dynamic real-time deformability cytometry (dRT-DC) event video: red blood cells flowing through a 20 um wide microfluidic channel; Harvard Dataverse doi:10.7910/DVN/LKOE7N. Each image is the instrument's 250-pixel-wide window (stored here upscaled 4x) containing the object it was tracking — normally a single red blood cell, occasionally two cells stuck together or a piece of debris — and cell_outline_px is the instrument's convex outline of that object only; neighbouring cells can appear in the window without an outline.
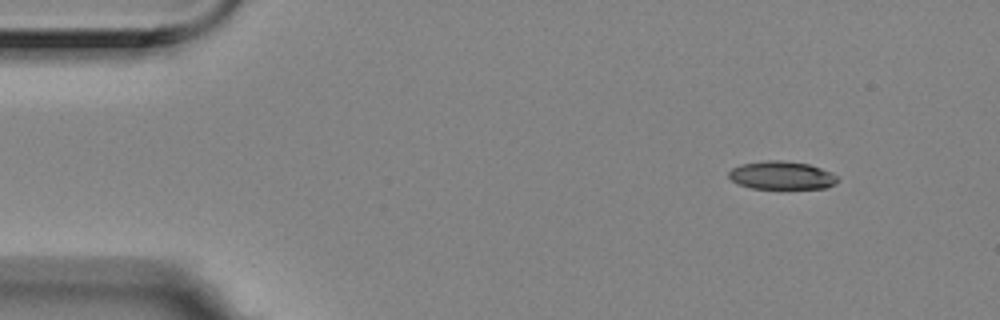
{"species": "Egyptian fruit bat (a non-hibernating species)", "species_latin": "Rousettus aegyptiacus", "temperature_condition": "room temperature", "stored_images_in_passage": 5, "camera_frame_rate_fps": 3000, "um_per_image_px": 0.085, "animal": {"sex": "female"}, "frame": {"image": 1, "passage_image": 1, "time_ms": 0.0, "image_size_px": [1000, 320], "cell_outline_px": [[840, 180], [836, 184], [828, 188], [752, 188], [740, 184], [732, 180], [728, 176], [728, 172], [732, 168], [740, 164], [764, 160], [780, 160], [808, 164], [832, 172]], "centroid_in_image_um": [66.46, 14.9], "position_along_channel_um": 18.5, "area_um2": 17.86}}
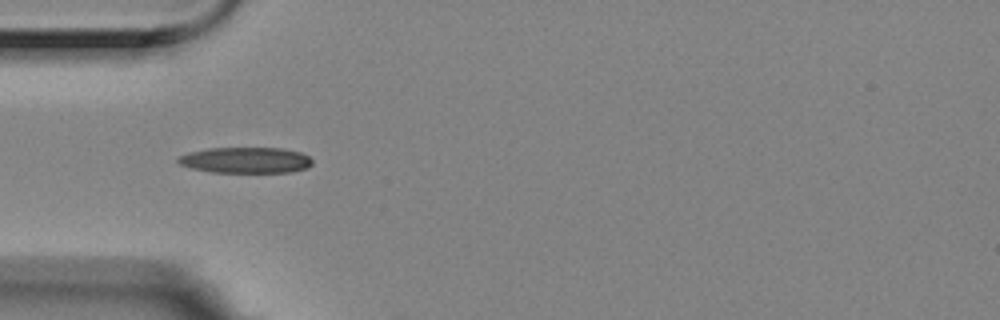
{"frame": {"image": 2, "passage_image": 4, "time_ms": 1.0, "image_size_px": [1000, 320], "cell_outline_px": [[312, 164], [308, 168], [288, 172], [212, 172], [192, 168], [180, 164], [176, 160], [180, 156], [188, 152], [208, 148], [280, 148], [300, 152], [308, 156], [312, 160]], "centroid_in_image_um": [20.89, 13.61], "position_along_channel_um": 64.1, "area_um2": 20.17}}
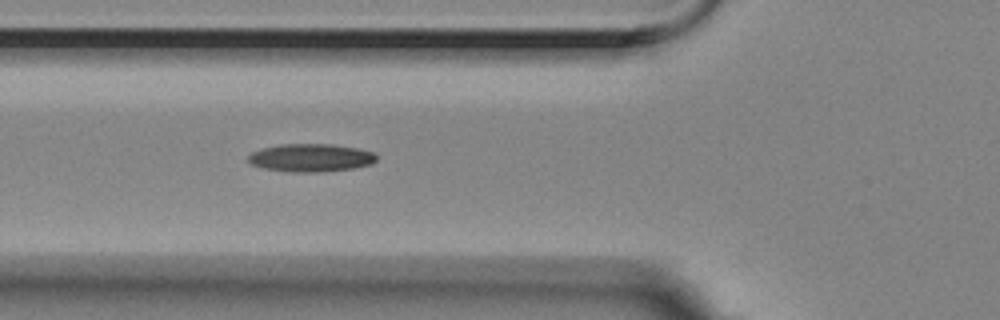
{"frame": {"image": 3, "passage_image": 5, "time_ms": 1.333, "image_size_px": [1000, 320], "cell_outline_px": [[376, 160], [372, 164], [352, 168], [320, 172], [288, 172], [264, 168], [252, 164], [248, 160], [248, 156], [252, 152], [264, 148], [280, 144], [332, 144], [360, 148], [372, 152], [376, 156]], "centroid_in_image_um": [26.43, 13.41], "position_along_channel_um": 99.4, "area_um2": 20.87}}